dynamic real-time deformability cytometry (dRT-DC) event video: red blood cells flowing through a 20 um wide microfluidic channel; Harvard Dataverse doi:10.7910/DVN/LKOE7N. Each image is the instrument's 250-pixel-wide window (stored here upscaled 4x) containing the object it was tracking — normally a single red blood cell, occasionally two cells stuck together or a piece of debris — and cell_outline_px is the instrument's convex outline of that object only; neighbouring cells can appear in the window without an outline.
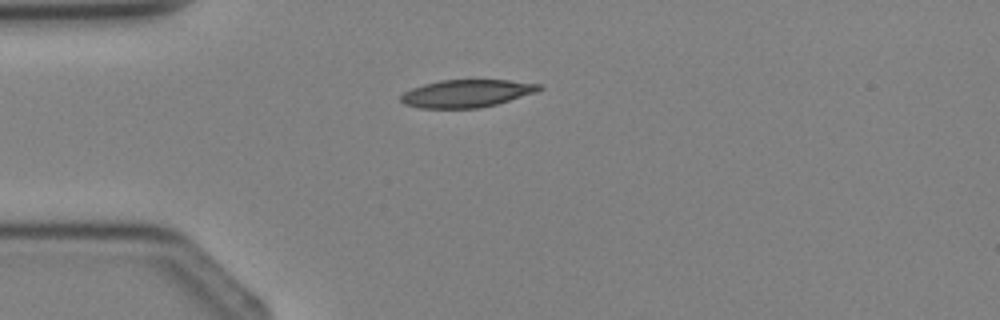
{"species": "Egyptian fruit bat (a non-hibernating species)", "species_latin": "Rousettus aegyptiacus", "temperature_condition": "cold", "stored_images_in_passage": 1, "camera_frame_rate_fps": 3000, "um_per_image_px": 0.085, "animal": {"sex": "female"}, "frame": {"image": 1, "passage_image": 1, "time_ms": 0.0, "image_size_px": [1000, 320], "cell_outline_px": [[544, 88], [536, 92], [496, 104], [480, 108], [420, 108], [404, 104], [400, 100], [400, 96], [404, 92], [412, 88], [424, 84], [440, 80], [508, 80], [544, 84]], "centroid_in_image_um": [39.68, 7.94], "position_along_channel_um": 45.3, "area_um2": 22.31}}